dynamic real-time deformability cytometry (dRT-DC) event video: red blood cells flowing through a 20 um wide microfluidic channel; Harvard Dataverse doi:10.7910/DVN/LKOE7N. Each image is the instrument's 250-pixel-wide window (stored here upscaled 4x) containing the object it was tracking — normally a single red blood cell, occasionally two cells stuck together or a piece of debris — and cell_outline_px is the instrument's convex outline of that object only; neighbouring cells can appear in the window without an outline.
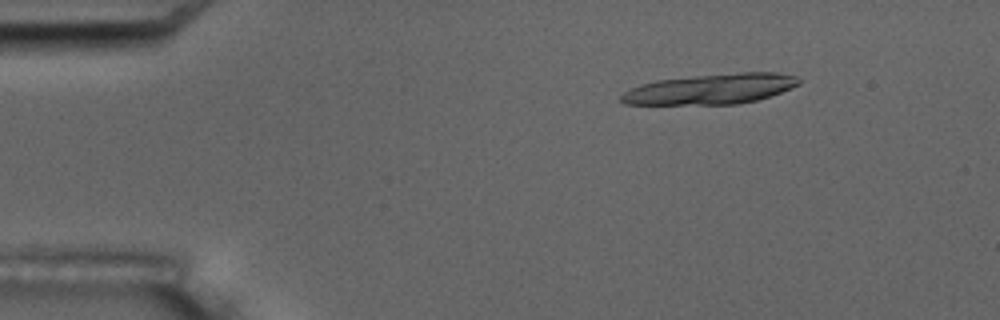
{"species": "common noctule bat (a hibernating species)", "species_latin": "Nyctalus noctula", "temperature_condition": "room temperature", "stored_images_in_passage": 6, "camera_frame_rate_fps": 3000, "um_per_image_px": 0.085, "animal": {"sex": "male", "body_mass_g": 17.5, "forearm_length_mm": 52.3}, "frame": {"image": 1, "passage_image": 3, "time_ms": 2.333, "image_size_px": [1000, 320], "cell_outline_px": [[800, 84], [792, 88], [756, 100], [736, 104], [624, 104], [620, 100], [620, 96], [624, 92], [640, 84], [656, 80], [696, 76], [740, 72], [776, 72], [796, 76], [800, 80]], "centroid_in_image_um": [60.42, 7.56], "position_along_channel_um": 24.6, "area_um2": 31.15}}